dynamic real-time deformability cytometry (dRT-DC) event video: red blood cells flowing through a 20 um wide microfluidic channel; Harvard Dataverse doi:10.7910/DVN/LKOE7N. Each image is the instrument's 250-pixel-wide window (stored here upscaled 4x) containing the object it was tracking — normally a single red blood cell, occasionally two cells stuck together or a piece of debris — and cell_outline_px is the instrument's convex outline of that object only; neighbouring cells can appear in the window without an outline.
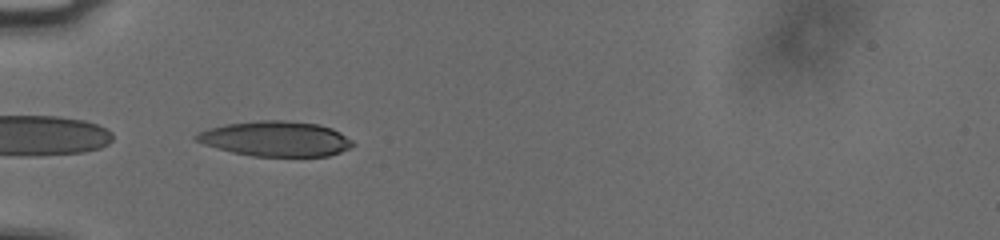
{"species": "human", "species_latin": "Homo sapiens", "temperature_condition": "cold", "stored_images_in_passage": 34, "camera_frame_rate_fps": 3000, "um_per_image_px": 0.085, "donor": {"sex": "male"}, "frame": {"image": 1, "passage_image": 1, "time_ms": 0.0, "image_size_px": [1000, 240], "cell_outline_px": [[356, 144], [340, 152], [328, 156], [252, 156], [232, 152], [204, 144], [196, 140], [192, 136], [208, 128], [228, 124], [260, 120], [284, 120], [316, 124], [332, 128], [340, 132], [352, 140]], "centroid_in_image_um": [23.45, 11.8], "position_along_channel_um": 61.6, "area_um2": 31.85}}
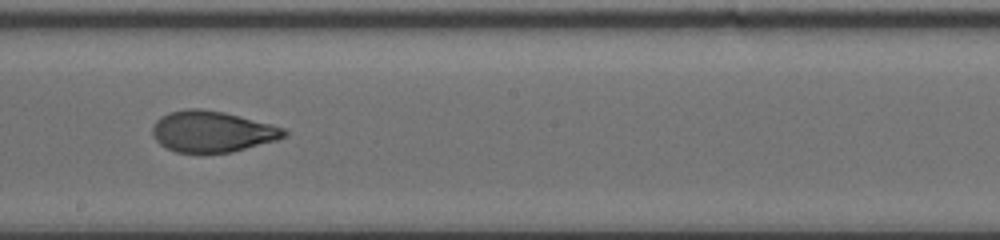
{"frame": {"image": 2, "passage_image": 15, "time_ms": 4.667, "image_size_px": [1000, 240], "cell_outline_px": [[288, 136], [276, 140], [232, 152], [200, 156], [176, 152], [160, 144], [156, 140], [152, 132], [152, 128], [156, 120], [160, 116], [168, 112], [188, 108], [200, 108], [224, 112], [272, 124], [284, 128], [288, 132]], "centroid_in_image_um": [18.02, 11.21], "position_along_channel_um": 230.2, "area_um2": 32.31}}
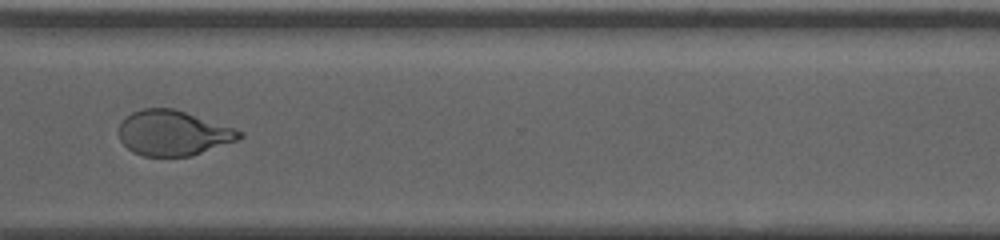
{"frame": {"image": 3, "passage_image": 25, "time_ms": 8.0, "image_size_px": [1000, 240], "cell_outline_px": [[244, 136], [240, 140], [192, 156], [144, 156], [132, 152], [120, 140], [116, 132], [120, 124], [132, 112], [144, 108], [172, 108], [244, 132]], "centroid_in_image_um": [14.71, 11.33], "position_along_channel_um": 355.9, "area_um2": 31.62}, "authors_computed_cell_mechanics": {"area_um2": 32.3102, "velocity_mm_per_s": 3.785, "shape_relaxation_time_tau1_ms": 5.0876, "shape_relaxation_time_tau2_ms": 1.2858, "deformation_change_tau1": 0.1907, "deformation_change_tau2": 0.0697}}